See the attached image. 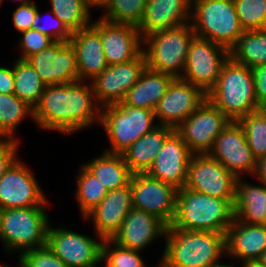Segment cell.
<instances>
[{
	"instance_id": "obj_8",
	"label": "cell",
	"mask_w": 266,
	"mask_h": 267,
	"mask_svg": "<svg viewBox=\"0 0 266 267\" xmlns=\"http://www.w3.org/2000/svg\"><path fill=\"white\" fill-rule=\"evenodd\" d=\"M155 119L154 111L128 106L122 101L101 107L100 126L111 144L110 149H104L105 152L122 154L141 136L158 126Z\"/></svg>"
},
{
	"instance_id": "obj_17",
	"label": "cell",
	"mask_w": 266,
	"mask_h": 267,
	"mask_svg": "<svg viewBox=\"0 0 266 267\" xmlns=\"http://www.w3.org/2000/svg\"><path fill=\"white\" fill-rule=\"evenodd\" d=\"M27 61L46 85L79 81L76 54L70 42L54 41Z\"/></svg>"
},
{
	"instance_id": "obj_42",
	"label": "cell",
	"mask_w": 266,
	"mask_h": 267,
	"mask_svg": "<svg viewBox=\"0 0 266 267\" xmlns=\"http://www.w3.org/2000/svg\"><path fill=\"white\" fill-rule=\"evenodd\" d=\"M39 8L34 2L19 4L12 13L13 28L19 33L32 29L33 20Z\"/></svg>"
},
{
	"instance_id": "obj_6",
	"label": "cell",
	"mask_w": 266,
	"mask_h": 267,
	"mask_svg": "<svg viewBox=\"0 0 266 267\" xmlns=\"http://www.w3.org/2000/svg\"><path fill=\"white\" fill-rule=\"evenodd\" d=\"M190 24L196 36L229 50L245 31L233 0H191Z\"/></svg>"
},
{
	"instance_id": "obj_24",
	"label": "cell",
	"mask_w": 266,
	"mask_h": 267,
	"mask_svg": "<svg viewBox=\"0 0 266 267\" xmlns=\"http://www.w3.org/2000/svg\"><path fill=\"white\" fill-rule=\"evenodd\" d=\"M191 0H147L137 29L142 39L150 34L190 22Z\"/></svg>"
},
{
	"instance_id": "obj_14",
	"label": "cell",
	"mask_w": 266,
	"mask_h": 267,
	"mask_svg": "<svg viewBox=\"0 0 266 267\" xmlns=\"http://www.w3.org/2000/svg\"><path fill=\"white\" fill-rule=\"evenodd\" d=\"M237 179L208 154L192 155L185 187L220 199H235Z\"/></svg>"
},
{
	"instance_id": "obj_36",
	"label": "cell",
	"mask_w": 266,
	"mask_h": 267,
	"mask_svg": "<svg viewBox=\"0 0 266 267\" xmlns=\"http://www.w3.org/2000/svg\"><path fill=\"white\" fill-rule=\"evenodd\" d=\"M238 122L244 129L255 159L258 161L266 157V111L261 108L245 115Z\"/></svg>"
},
{
	"instance_id": "obj_19",
	"label": "cell",
	"mask_w": 266,
	"mask_h": 267,
	"mask_svg": "<svg viewBox=\"0 0 266 267\" xmlns=\"http://www.w3.org/2000/svg\"><path fill=\"white\" fill-rule=\"evenodd\" d=\"M91 25L101 35L108 65L132 61L143 52V39L137 26L111 23L101 18L92 21Z\"/></svg>"
},
{
	"instance_id": "obj_33",
	"label": "cell",
	"mask_w": 266,
	"mask_h": 267,
	"mask_svg": "<svg viewBox=\"0 0 266 267\" xmlns=\"http://www.w3.org/2000/svg\"><path fill=\"white\" fill-rule=\"evenodd\" d=\"M76 174L75 200L81 212L82 219L94 209L106 196L108 190L83 165Z\"/></svg>"
},
{
	"instance_id": "obj_2",
	"label": "cell",
	"mask_w": 266,
	"mask_h": 267,
	"mask_svg": "<svg viewBox=\"0 0 266 267\" xmlns=\"http://www.w3.org/2000/svg\"><path fill=\"white\" fill-rule=\"evenodd\" d=\"M158 267H208L226 256V235L167 227Z\"/></svg>"
},
{
	"instance_id": "obj_41",
	"label": "cell",
	"mask_w": 266,
	"mask_h": 267,
	"mask_svg": "<svg viewBox=\"0 0 266 267\" xmlns=\"http://www.w3.org/2000/svg\"><path fill=\"white\" fill-rule=\"evenodd\" d=\"M20 34L22 35L18 41L21 48V54L18 57L20 60H27L30 56L47 48L54 42L52 38L37 29H29Z\"/></svg>"
},
{
	"instance_id": "obj_31",
	"label": "cell",
	"mask_w": 266,
	"mask_h": 267,
	"mask_svg": "<svg viewBox=\"0 0 266 267\" xmlns=\"http://www.w3.org/2000/svg\"><path fill=\"white\" fill-rule=\"evenodd\" d=\"M12 66L14 94L34 108L39 103L46 84L27 60L17 59Z\"/></svg>"
},
{
	"instance_id": "obj_25",
	"label": "cell",
	"mask_w": 266,
	"mask_h": 267,
	"mask_svg": "<svg viewBox=\"0 0 266 267\" xmlns=\"http://www.w3.org/2000/svg\"><path fill=\"white\" fill-rule=\"evenodd\" d=\"M80 81H91L108 67L100 33L92 26L72 32Z\"/></svg>"
},
{
	"instance_id": "obj_9",
	"label": "cell",
	"mask_w": 266,
	"mask_h": 267,
	"mask_svg": "<svg viewBox=\"0 0 266 267\" xmlns=\"http://www.w3.org/2000/svg\"><path fill=\"white\" fill-rule=\"evenodd\" d=\"M230 50L208 39L194 36L181 79L190 82L207 94L216 84Z\"/></svg>"
},
{
	"instance_id": "obj_39",
	"label": "cell",
	"mask_w": 266,
	"mask_h": 267,
	"mask_svg": "<svg viewBox=\"0 0 266 267\" xmlns=\"http://www.w3.org/2000/svg\"><path fill=\"white\" fill-rule=\"evenodd\" d=\"M19 267H68L47 245L18 255Z\"/></svg>"
},
{
	"instance_id": "obj_40",
	"label": "cell",
	"mask_w": 266,
	"mask_h": 267,
	"mask_svg": "<svg viewBox=\"0 0 266 267\" xmlns=\"http://www.w3.org/2000/svg\"><path fill=\"white\" fill-rule=\"evenodd\" d=\"M51 13V22L47 19H43L44 14H40L38 10L32 24V29H37L43 34L48 35L54 41L69 42L72 36V32L67 28V26L56 16L52 11H48V15ZM45 16H48L46 15ZM50 19V18H49ZM45 20V22H43Z\"/></svg>"
},
{
	"instance_id": "obj_1",
	"label": "cell",
	"mask_w": 266,
	"mask_h": 267,
	"mask_svg": "<svg viewBox=\"0 0 266 267\" xmlns=\"http://www.w3.org/2000/svg\"><path fill=\"white\" fill-rule=\"evenodd\" d=\"M101 106L97 103L91 82L46 85L34 107L33 121L40 129L70 135L98 122Z\"/></svg>"
},
{
	"instance_id": "obj_20",
	"label": "cell",
	"mask_w": 266,
	"mask_h": 267,
	"mask_svg": "<svg viewBox=\"0 0 266 267\" xmlns=\"http://www.w3.org/2000/svg\"><path fill=\"white\" fill-rule=\"evenodd\" d=\"M192 153L182 138L173 131L164 141L155 161L146 172L152 178L174 186L185 187Z\"/></svg>"
},
{
	"instance_id": "obj_30",
	"label": "cell",
	"mask_w": 266,
	"mask_h": 267,
	"mask_svg": "<svg viewBox=\"0 0 266 267\" xmlns=\"http://www.w3.org/2000/svg\"><path fill=\"white\" fill-rule=\"evenodd\" d=\"M230 57L251 69L266 64V29L244 31L230 49Z\"/></svg>"
},
{
	"instance_id": "obj_23",
	"label": "cell",
	"mask_w": 266,
	"mask_h": 267,
	"mask_svg": "<svg viewBox=\"0 0 266 267\" xmlns=\"http://www.w3.org/2000/svg\"><path fill=\"white\" fill-rule=\"evenodd\" d=\"M266 249V226L234 218L226 232V258L238 263L257 262Z\"/></svg>"
},
{
	"instance_id": "obj_34",
	"label": "cell",
	"mask_w": 266,
	"mask_h": 267,
	"mask_svg": "<svg viewBox=\"0 0 266 267\" xmlns=\"http://www.w3.org/2000/svg\"><path fill=\"white\" fill-rule=\"evenodd\" d=\"M50 4V10L71 32L92 24L93 7L86 0H50Z\"/></svg>"
},
{
	"instance_id": "obj_43",
	"label": "cell",
	"mask_w": 266,
	"mask_h": 267,
	"mask_svg": "<svg viewBox=\"0 0 266 267\" xmlns=\"http://www.w3.org/2000/svg\"><path fill=\"white\" fill-rule=\"evenodd\" d=\"M20 140L0 137V178L9 166L18 158Z\"/></svg>"
},
{
	"instance_id": "obj_16",
	"label": "cell",
	"mask_w": 266,
	"mask_h": 267,
	"mask_svg": "<svg viewBox=\"0 0 266 267\" xmlns=\"http://www.w3.org/2000/svg\"><path fill=\"white\" fill-rule=\"evenodd\" d=\"M145 68L143 52L132 61L108 65L90 81L97 103L103 107L121 102Z\"/></svg>"
},
{
	"instance_id": "obj_29",
	"label": "cell",
	"mask_w": 266,
	"mask_h": 267,
	"mask_svg": "<svg viewBox=\"0 0 266 267\" xmlns=\"http://www.w3.org/2000/svg\"><path fill=\"white\" fill-rule=\"evenodd\" d=\"M83 166L92 173L108 191L122 188L129 184L132 173L122 154L103 151L99 157L92 158Z\"/></svg>"
},
{
	"instance_id": "obj_49",
	"label": "cell",
	"mask_w": 266,
	"mask_h": 267,
	"mask_svg": "<svg viewBox=\"0 0 266 267\" xmlns=\"http://www.w3.org/2000/svg\"><path fill=\"white\" fill-rule=\"evenodd\" d=\"M240 267H264V266L260 265L258 262H248L241 264Z\"/></svg>"
},
{
	"instance_id": "obj_53",
	"label": "cell",
	"mask_w": 266,
	"mask_h": 267,
	"mask_svg": "<svg viewBox=\"0 0 266 267\" xmlns=\"http://www.w3.org/2000/svg\"><path fill=\"white\" fill-rule=\"evenodd\" d=\"M0 267H8V266H6V265H3V264H0Z\"/></svg>"
},
{
	"instance_id": "obj_32",
	"label": "cell",
	"mask_w": 266,
	"mask_h": 267,
	"mask_svg": "<svg viewBox=\"0 0 266 267\" xmlns=\"http://www.w3.org/2000/svg\"><path fill=\"white\" fill-rule=\"evenodd\" d=\"M34 118V108L14 93H0V137H16L17 127L26 117ZM15 135V136H14Z\"/></svg>"
},
{
	"instance_id": "obj_10",
	"label": "cell",
	"mask_w": 266,
	"mask_h": 267,
	"mask_svg": "<svg viewBox=\"0 0 266 267\" xmlns=\"http://www.w3.org/2000/svg\"><path fill=\"white\" fill-rule=\"evenodd\" d=\"M60 226H48L46 245L49 249L68 267H96L102 258L104 240L96 234L91 237Z\"/></svg>"
},
{
	"instance_id": "obj_28",
	"label": "cell",
	"mask_w": 266,
	"mask_h": 267,
	"mask_svg": "<svg viewBox=\"0 0 266 267\" xmlns=\"http://www.w3.org/2000/svg\"><path fill=\"white\" fill-rule=\"evenodd\" d=\"M238 178L236 182L235 219L247 224H264L266 217V185L251 184Z\"/></svg>"
},
{
	"instance_id": "obj_5",
	"label": "cell",
	"mask_w": 266,
	"mask_h": 267,
	"mask_svg": "<svg viewBox=\"0 0 266 267\" xmlns=\"http://www.w3.org/2000/svg\"><path fill=\"white\" fill-rule=\"evenodd\" d=\"M47 205L0 209V241L7 254L19 251L21 255L46 245L51 224Z\"/></svg>"
},
{
	"instance_id": "obj_7",
	"label": "cell",
	"mask_w": 266,
	"mask_h": 267,
	"mask_svg": "<svg viewBox=\"0 0 266 267\" xmlns=\"http://www.w3.org/2000/svg\"><path fill=\"white\" fill-rule=\"evenodd\" d=\"M195 35L189 22L144 37L142 50L146 67L180 78L185 68L190 43Z\"/></svg>"
},
{
	"instance_id": "obj_27",
	"label": "cell",
	"mask_w": 266,
	"mask_h": 267,
	"mask_svg": "<svg viewBox=\"0 0 266 267\" xmlns=\"http://www.w3.org/2000/svg\"><path fill=\"white\" fill-rule=\"evenodd\" d=\"M173 79L172 75L146 67L122 102L128 106L154 111Z\"/></svg>"
},
{
	"instance_id": "obj_26",
	"label": "cell",
	"mask_w": 266,
	"mask_h": 267,
	"mask_svg": "<svg viewBox=\"0 0 266 267\" xmlns=\"http://www.w3.org/2000/svg\"><path fill=\"white\" fill-rule=\"evenodd\" d=\"M173 131L174 128L170 126L158 125L128 147L122 156L130 172L146 173L155 161L164 141Z\"/></svg>"
},
{
	"instance_id": "obj_35",
	"label": "cell",
	"mask_w": 266,
	"mask_h": 267,
	"mask_svg": "<svg viewBox=\"0 0 266 267\" xmlns=\"http://www.w3.org/2000/svg\"><path fill=\"white\" fill-rule=\"evenodd\" d=\"M147 0H105L99 7L104 12L99 18L116 24L138 26Z\"/></svg>"
},
{
	"instance_id": "obj_48",
	"label": "cell",
	"mask_w": 266,
	"mask_h": 267,
	"mask_svg": "<svg viewBox=\"0 0 266 267\" xmlns=\"http://www.w3.org/2000/svg\"><path fill=\"white\" fill-rule=\"evenodd\" d=\"M94 9H98L105 0H86Z\"/></svg>"
},
{
	"instance_id": "obj_47",
	"label": "cell",
	"mask_w": 266,
	"mask_h": 267,
	"mask_svg": "<svg viewBox=\"0 0 266 267\" xmlns=\"http://www.w3.org/2000/svg\"><path fill=\"white\" fill-rule=\"evenodd\" d=\"M230 262H231L230 265H229V264L227 265V264H225V263L222 264V261L220 260L219 262H217V263H215V264H212V265H210V266H208V267H239V266H237V265L235 266L234 263H235L236 261L233 262L232 259H231Z\"/></svg>"
},
{
	"instance_id": "obj_44",
	"label": "cell",
	"mask_w": 266,
	"mask_h": 267,
	"mask_svg": "<svg viewBox=\"0 0 266 267\" xmlns=\"http://www.w3.org/2000/svg\"><path fill=\"white\" fill-rule=\"evenodd\" d=\"M257 104L260 108L266 106V64L251 69Z\"/></svg>"
},
{
	"instance_id": "obj_15",
	"label": "cell",
	"mask_w": 266,
	"mask_h": 267,
	"mask_svg": "<svg viewBox=\"0 0 266 267\" xmlns=\"http://www.w3.org/2000/svg\"><path fill=\"white\" fill-rule=\"evenodd\" d=\"M129 183L133 208L154 214L167 225L172 223L178 189L146 173L132 174Z\"/></svg>"
},
{
	"instance_id": "obj_51",
	"label": "cell",
	"mask_w": 266,
	"mask_h": 267,
	"mask_svg": "<svg viewBox=\"0 0 266 267\" xmlns=\"http://www.w3.org/2000/svg\"><path fill=\"white\" fill-rule=\"evenodd\" d=\"M104 264H103V263ZM101 263H102V265H104V266H101ZM100 265V266H99ZM96 267H112L111 265H109L103 258H101L100 259V261H99V263H98V265L96 266Z\"/></svg>"
},
{
	"instance_id": "obj_11",
	"label": "cell",
	"mask_w": 266,
	"mask_h": 267,
	"mask_svg": "<svg viewBox=\"0 0 266 267\" xmlns=\"http://www.w3.org/2000/svg\"><path fill=\"white\" fill-rule=\"evenodd\" d=\"M230 120L207 99L174 131L182 138L193 155L208 154L217 136Z\"/></svg>"
},
{
	"instance_id": "obj_45",
	"label": "cell",
	"mask_w": 266,
	"mask_h": 267,
	"mask_svg": "<svg viewBox=\"0 0 266 267\" xmlns=\"http://www.w3.org/2000/svg\"><path fill=\"white\" fill-rule=\"evenodd\" d=\"M0 93H14L13 68L0 66Z\"/></svg>"
},
{
	"instance_id": "obj_18",
	"label": "cell",
	"mask_w": 266,
	"mask_h": 267,
	"mask_svg": "<svg viewBox=\"0 0 266 267\" xmlns=\"http://www.w3.org/2000/svg\"><path fill=\"white\" fill-rule=\"evenodd\" d=\"M206 99L200 88L181 78H174L154 110L156 123L175 129Z\"/></svg>"
},
{
	"instance_id": "obj_13",
	"label": "cell",
	"mask_w": 266,
	"mask_h": 267,
	"mask_svg": "<svg viewBox=\"0 0 266 267\" xmlns=\"http://www.w3.org/2000/svg\"><path fill=\"white\" fill-rule=\"evenodd\" d=\"M208 155L220 162L236 178L254 176L257 160L249 148L243 127L230 121L217 136Z\"/></svg>"
},
{
	"instance_id": "obj_21",
	"label": "cell",
	"mask_w": 266,
	"mask_h": 267,
	"mask_svg": "<svg viewBox=\"0 0 266 267\" xmlns=\"http://www.w3.org/2000/svg\"><path fill=\"white\" fill-rule=\"evenodd\" d=\"M132 208L133 199L129 183L122 188L108 191L105 198L83 219L93 222L94 233L100 238L112 240Z\"/></svg>"
},
{
	"instance_id": "obj_22",
	"label": "cell",
	"mask_w": 266,
	"mask_h": 267,
	"mask_svg": "<svg viewBox=\"0 0 266 267\" xmlns=\"http://www.w3.org/2000/svg\"><path fill=\"white\" fill-rule=\"evenodd\" d=\"M167 227L154 214L132 208L112 241L118 246L142 252L154 240L164 239Z\"/></svg>"
},
{
	"instance_id": "obj_38",
	"label": "cell",
	"mask_w": 266,
	"mask_h": 267,
	"mask_svg": "<svg viewBox=\"0 0 266 267\" xmlns=\"http://www.w3.org/2000/svg\"><path fill=\"white\" fill-rule=\"evenodd\" d=\"M140 253L118 246L112 240H104L102 245V258L112 267H148Z\"/></svg>"
},
{
	"instance_id": "obj_12",
	"label": "cell",
	"mask_w": 266,
	"mask_h": 267,
	"mask_svg": "<svg viewBox=\"0 0 266 267\" xmlns=\"http://www.w3.org/2000/svg\"><path fill=\"white\" fill-rule=\"evenodd\" d=\"M18 157L0 178V209L49 204L41 185Z\"/></svg>"
},
{
	"instance_id": "obj_4",
	"label": "cell",
	"mask_w": 266,
	"mask_h": 267,
	"mask_svg": "<svg viewBox=\"0 0 266 267\" xmlns=\"http://www.w3.org/2000/svg\"><path fill=\"white\" fill-rule=\"evenodd\" d=\"M206 97L230 121L238 122L245 115L261 109L256 100L251 68L231 57L224 63L218 81Z\"/></svg>"
},
{
	"instance_id": "obj_46",
	"label": "cell",
	"mask_w": 266,
	"mask_h": 267,
	"mask_svg": "<svg viewBox=\"0 0 266 267\" xmlns=\"http://www.w3.org/2000/svg\"><path fill=\"white\" fill-rule=\"evenodd\" d=\"M257 178V181L266 185V157L257 161V168L253 178Z\"/></svg>"
},
{
	"instance_id": "obj_37",
	"label": "cell",
	"mask_w": 266,
	"mask_h": 267,
	"mask_svg": "<svg viewBox=\"0 0 266 267\" xmlns=\"http://www.w3.org/2000/svg\"><path fill=\"white\" fill-rule=\"evenodd\" d=\"M242 28L266 29V0H233Z\"/></svg>"
},
{
	"instance_id": "obj_52",
	"label": "cell",
	"mask_w": 266,
	"mask_h": 267,
	"mask_svg": "<svg viewBox=\"0 0 266 267\" xmlns=\"http://www.w3.org/2000/svg\"><path fill=\"white\" fill-rule=\"evenodd\" d=\"M14 2H19L21 4H26L32 2L31 0H15Z\"/></svg>"
},
{
	"instance_id": "obj_50",
	"label": "cell",
	"mask_w": 266,
	"mask_h": 267,
	"mask_svg": "<svg viewBox=\"0 0 266 267\" xmlns=\"http://www.w3.org/2000/svg\"><path fill=\"white\" fill-rule=\"evenodd\" d=\"M260 265L266 267V249L265 251L262 253L261 257L259 258V260L257 261Z\"/></svg>"
},
{
	"instance_id": "obj_3",
	"label": "cell",
	"mask_w": 266,
	"mask_h": 267,
	"mask_svg": "<svg viewBox=\"0 0 266 267\" xmlns=\"http://www.w3.org/2000/svg\"><path fill=\"white\" fill-rule=\"evenodd\" d=\"M235 199H220L183 187L178 189L176 212L168 227L223 233L233 223Z\"/></svg>"
}]
</instances>
